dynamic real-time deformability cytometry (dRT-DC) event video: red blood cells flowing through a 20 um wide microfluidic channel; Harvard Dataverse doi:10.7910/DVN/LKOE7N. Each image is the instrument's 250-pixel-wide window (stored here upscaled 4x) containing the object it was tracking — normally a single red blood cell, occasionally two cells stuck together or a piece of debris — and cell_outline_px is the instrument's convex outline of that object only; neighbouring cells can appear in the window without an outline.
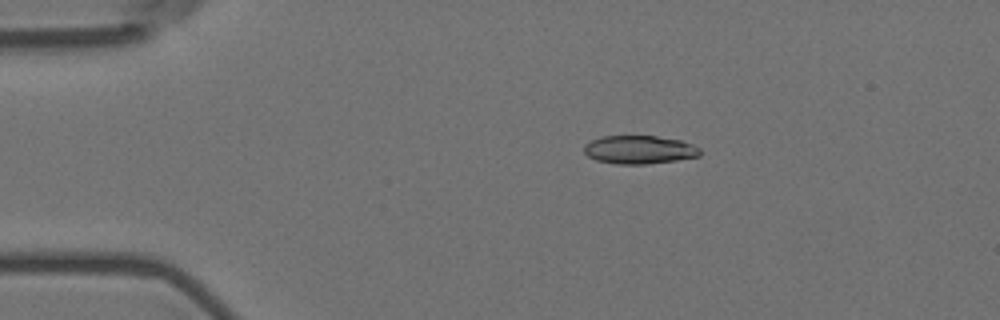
{"species": "Egyptian fruit bat (a non-hibernating species)", "species_latin": "Rousettus aegyptiacus", "temperature_condition": "room temperature", "stored_images_in_passage": 9, "camera_frame_rate_fps": 3000, "um_per_image_px": 0.085, "animal": {"sex": "female"}, "frame": {"image": 1, "passage_image": 2, "time_ms": 0.333, "image_size_px": [1000, 320], "cell_outline_px": [[700, 156], [676, 160], [648, 164], [616, 164], [596, 160], [588, 156], [584, 152], [584, 144], [592, 140], [604, 136], [656, 136], [680, 140], [692, 144], [700, 148]], "centroid_in_image_um": [54.34, 12.73], "position_along_channel_um": 30.7, "area_um2": 19.13}}
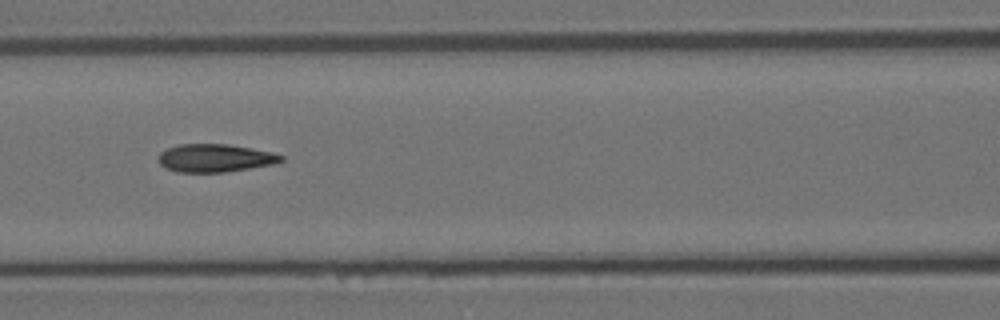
{"frame": {"image": 2, "passage_image": 6, "time_ms": 1.667, "image_size_px": [1000, 320], "cell_outline_px": [[284, 160], [272, 164], [224, 172], [176, 172], [164, 168], [160, 164], [160, 152], [168, 148], [180, 144], [228, 144], [252, 148], [272, 152], [284, 156]], "centroid_in_image_um": [18.27, 13.43], "position_along_channel_um": 148.3, "area_um2": 19.88}}
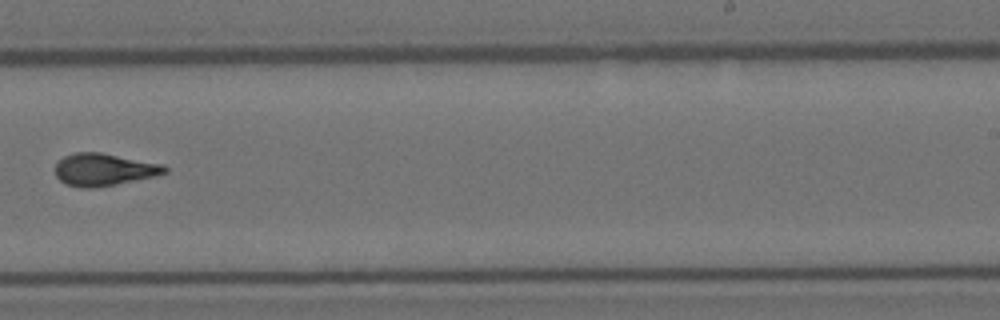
{"frame": {"image": 3, "passage_image": 9, "time_ms": 2.667, "image_size_px": [1000, 320], "cell_outline_px": [[168, 172], [156, 176], [116, 184], [92, 188], [76, 188], [64, 184], [56, 176], [56, 164], [64, 156], [76, 152], [100, 152], [164, 164], [168, 168]], "centroid_in_image_um": [8.84, 14.42], "position_along_channel_um": 280.2, "area_um2": 20.81}}